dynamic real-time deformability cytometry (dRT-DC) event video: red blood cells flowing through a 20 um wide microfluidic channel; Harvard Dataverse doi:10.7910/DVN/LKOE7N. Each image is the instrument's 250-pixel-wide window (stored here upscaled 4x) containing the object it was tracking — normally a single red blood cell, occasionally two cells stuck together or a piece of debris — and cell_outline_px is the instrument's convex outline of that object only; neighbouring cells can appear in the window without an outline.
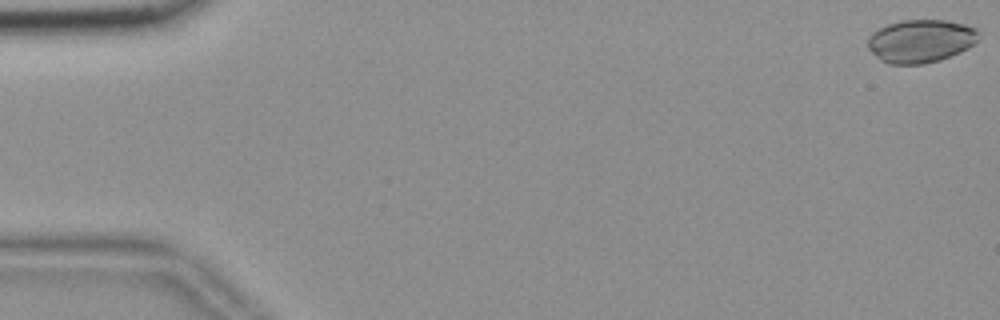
{"species": "common noctule bat (a hibernating species)", "species_latin": "Nyctalus noctula", "temperature_condition": "room temperature", "stored_images_in_passage": 9, "camera_frame_rate_fps": 3000, "um_per_image_px": 0.085, "animal": {"sex": "female", "body_mass_g": 18.4}, "frame": {"image": 1, "passage_image": 1, "time_ms": 0.0, "image_size_px": [1000, 320], "cell_outline_px": [[980, 32], [976, 40], [968, 48], [960, 52], [940, 60], [924, 64], [888, 64], [880, 60], [868, 48], [868, 36], [872, 32], [888, 24], [900, 20], [944, 20], [964, 24], [980, 28]], "centroid_in_image_um": [78.26, 3.48], "position_along_channel_um": 6.7, "area_um2": 27.98}}